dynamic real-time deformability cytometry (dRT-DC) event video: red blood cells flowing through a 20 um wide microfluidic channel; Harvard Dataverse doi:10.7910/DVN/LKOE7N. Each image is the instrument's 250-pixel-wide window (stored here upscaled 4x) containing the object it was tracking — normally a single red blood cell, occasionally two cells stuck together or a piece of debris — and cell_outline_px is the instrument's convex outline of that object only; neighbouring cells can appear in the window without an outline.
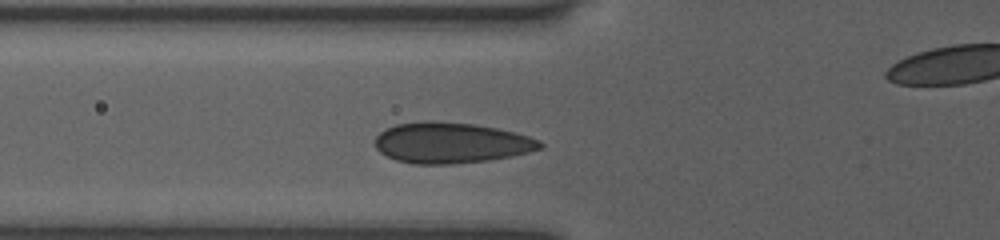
{"species": "human", "species_latin": "Homo sapiens", "temperature_condition": "room temperature", "stored_images_in_passage": 8, "camera_frame_rate_fps": 3000, "um_per_image_px": 0.085, "donor": {"sex": "female"}, "frame": {"image": 1, "passage_image": 5, "time_ms": 1.333, "image_size_px": [1000, 240], "cell_outline_px": [[544, 148], [512, 156], [488, 160], [452, 164], [416, 164], [396, 160], [380, 152], [376, 148], [376, 136], [380, 132], [396, 124], [432, 120], [472, 124], [496, 128], [528, 136], [540, 140], [544, 144]], "centroid_in_image_um": [38.35, 12.14], "position_along_channel_um": 87.4, "area_um2": 39.02}}
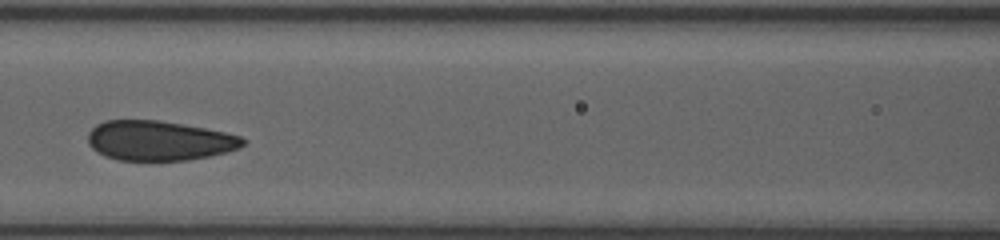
{"frame": {"image": 2, "passage_image": 7, "time_ms": 2.0, "image_size_px": [1000, 240], "cell_outline_px": [[248, 140], [240, 148], [228, 152], [188, 160], [116, 160], [104, 156], [96, 152], [88, 144], [88, 132], [96, 124], [104, 120], [156, 120], [204, 128], [224, 132], [240, 136]], "centroid_in_image_um": [13.5, 11.96], "position_along_channel_um": 153.1, "area_um2": 36.01}}